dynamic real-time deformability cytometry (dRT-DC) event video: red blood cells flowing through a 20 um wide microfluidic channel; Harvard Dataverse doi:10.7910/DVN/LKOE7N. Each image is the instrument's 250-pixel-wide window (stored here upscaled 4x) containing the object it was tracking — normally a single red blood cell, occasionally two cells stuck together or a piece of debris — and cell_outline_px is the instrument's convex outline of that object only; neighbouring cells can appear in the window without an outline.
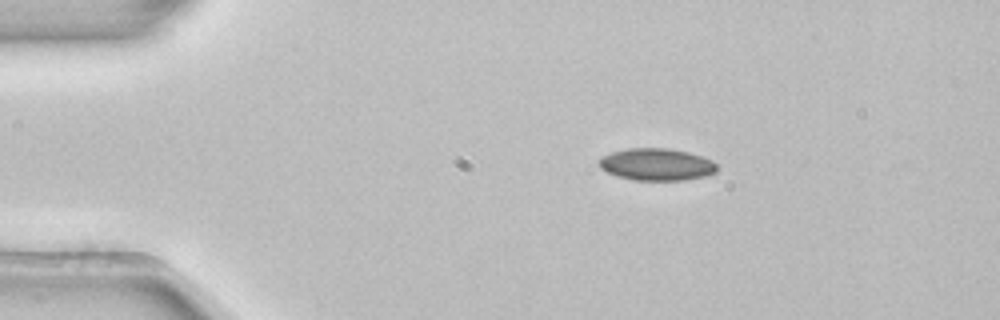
{"species": "common noctule bat (a hibernating species)", "species_latin": "Nyctalus noctula", "temperature_condition": "room temperature", "stored_images_in_passage": 44, "camera_frame_rate_fps": 3000, "um_per_image_px": 0.085, "animal": {"sex": "female", "body_mass_g": 22.7, "forearm_length_mm": 54.2}, "frame": {"image": 1, "passage_image": 1, "time_ms": 0.0, "image_size_px": [1000, 320], "cell_outline_px": [[716, 172], [704, 176], [684, 180], [636, 180], [616, 176], [600, 168], [600, 156], [612, 152], [628, 148], [668, 148], [688, 152], [712, 160], [716, 164]], "centroid_in_image_um": [55.8, 13.97], "position_along_channel_um": 29.2, "area_um2": 21.96}}
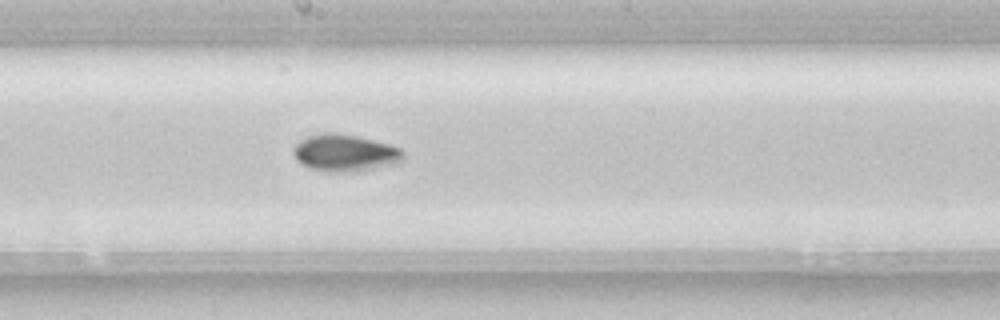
{"frame": {"image": 2, "passage_image": 20, "time_ms": 6.333, "image_size_px": [1000, 320], "cell_outline_px": [[404, 160], [360, 172], [332, 172], [312, 168], [300, 164], [296, 160], [292, 152], [292, 148], [300, 140], [308, 136], [324, 132], [336, 132], [356, 136], [388, 144], [400, 148], [404, 152]], "centroid_in_image_um": [29.28, 13.0], "position_along_channel_um": 218.9, "area_um2": 23.76}}
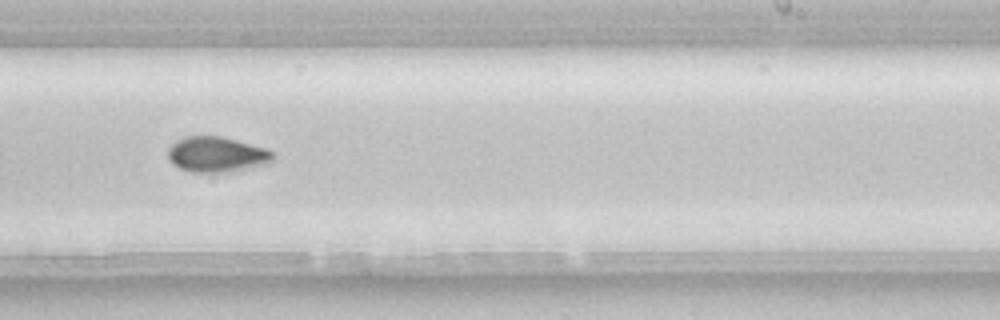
{"frame": {"image": 3, "passage_image": 24, "time_ms": 7.667, "image_size_px": [1000, 320], "cell_outline_px": [[276, 160], [272, 164], [224, 172], [192, 172], [180, 168], [172, 164], [168, 160], [168, 148], [176, 140], [184, 136], [220, 136], [268, 148], [276, 156]], "centroid_in_image_um": [18.46, 13.13], "position_along_channel_um": 270.5, "area_um2": 22.02}, "authors_computed_cell_mechanics": {"area_um2": 22.0218, "velocity_mm_per_s": 3.9083, "shape_relaxation_time_tau1_ms": 4.1636, "shape_relaxation_time_tau2_ms": null, "deformation_change_tau1": 0.0964, "deformation_change_tau2": null}}